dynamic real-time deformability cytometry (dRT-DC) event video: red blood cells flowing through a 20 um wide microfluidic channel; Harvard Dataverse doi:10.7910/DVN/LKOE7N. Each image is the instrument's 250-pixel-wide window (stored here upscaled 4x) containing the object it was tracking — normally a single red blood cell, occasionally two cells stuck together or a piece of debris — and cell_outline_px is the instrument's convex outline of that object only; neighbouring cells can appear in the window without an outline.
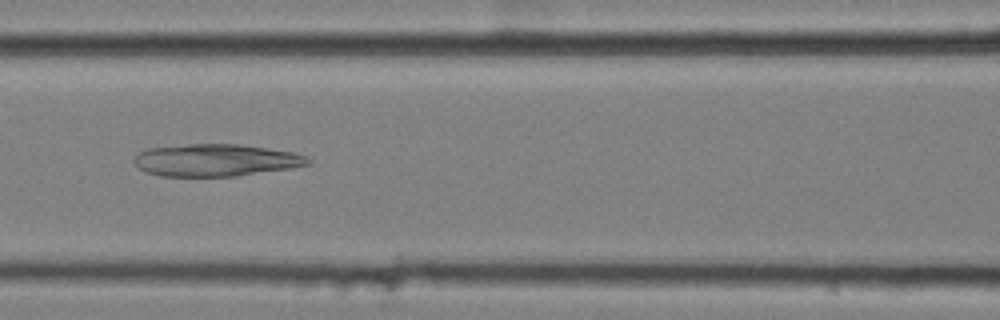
{"species": "common noctule bat (a hibernating species)", "species_latin": "Nyctalus noctula", "temperature_condition": "cold", "stored_images_in_passage": 10, "camera_frame_rate_fps": 3000, "um_per_image_px": 0.085, "animal": {"sex": "female", "body_mass_g": 25.1}, "frame": {"image": 1, "passage_image": 6, "time_ms": 1.667, "image_size_px": [1000, 320], "cell_outline_px": [[312, 164], [292, 168], [236, 176], [160, 176], [148, 172], [140, 168], [132, 160], [140, 152], [148, 148], [188, 144], [240, 144], [268, 148], [292, 152], [308, 156], [312, 160]], "centroid_in_image_um": [18.4, 13.61], "position_along_channel_um": 148.2, "area_um2": 32.71}}
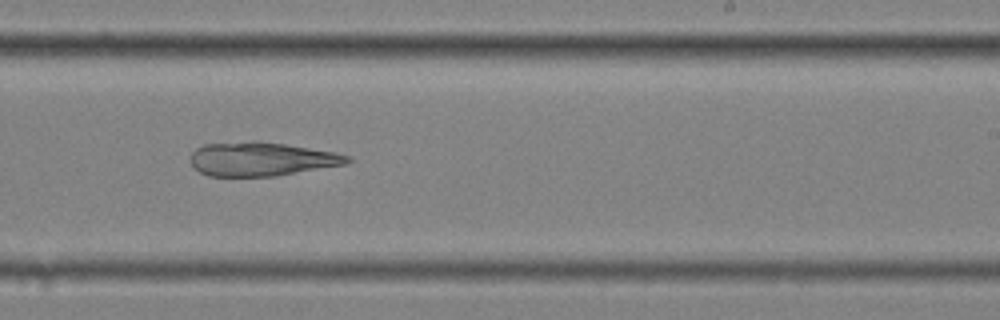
{"frame": {"image": 2, "passage_image": 9, "time_ms": 2.667, "image_size_px": [1000, 320], "cell_outline_px": [[352, 160], [344, 164], [276, 176], [208, 176], [200, 172], [192, 164], [192, 152], [196, 148], [204, 144], [256, 140], [284, 144], [336, 152], [352, 156]], "centroid_in_image_um": [22.23, 13.51], "position_along_channel_um": 266.8, "area_um2": 30.87}}
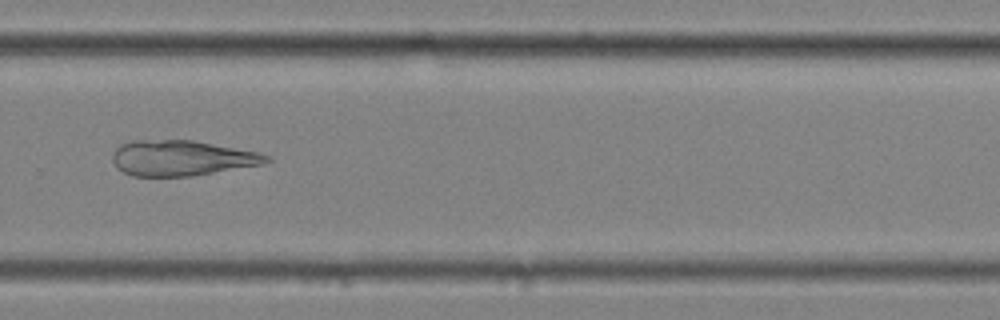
{"frame": {"image": 3, "passage_image": 10, "time_ms": 3.0, "image_size_px": [1000, 320], "cell_outline_px": [[272, 160], [264, 164], [192, 176], [132, 176], [116, 168], [112, 160], [112, 156], [116, 148], [120, 144], [132, 140], [192, 140], [260, 152], [272, 156]], "centroid_in_image_um": [15.46, 13.43], "position_along_channel_um": 314.3, "area_um2": 32.02}}